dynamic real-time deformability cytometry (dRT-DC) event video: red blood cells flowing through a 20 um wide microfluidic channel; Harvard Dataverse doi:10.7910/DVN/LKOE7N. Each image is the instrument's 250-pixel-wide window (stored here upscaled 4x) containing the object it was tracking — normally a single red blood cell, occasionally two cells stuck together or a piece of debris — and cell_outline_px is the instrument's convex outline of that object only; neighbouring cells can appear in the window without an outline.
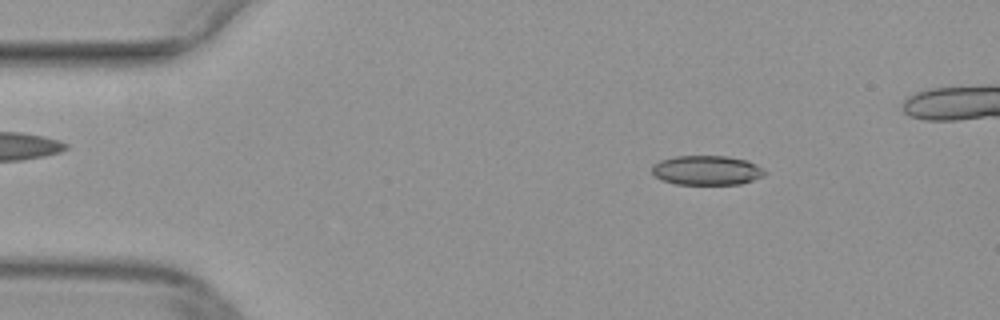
{"species": "common noctule bat (a hibernating species)", "species_latin": "Nyctalus noctula", "temperature_condition": "warm", "stored_images_in_passage": 46, "camera_frame_rate_fps": 3000, "um_per_image_px": 0.085, "animal": {"sex": "female", "body_mass_g": 29.2, "forearm_length_mm": 56.3}, "frame": {"image": 1, "passage_image": 7, "time_ms": 2.0, "image_size_px": [1000, 320], "cell_outline_px": [[768, 172], [764, 176], [740, 184], [676, 184], [660, 180], [652, 172], [652, 164], [660, 160], [676, 156], [724, 156], [744, 160], [756, 164]], "centroid_in_image_um": [60.06, 14.48], "position_along_channel_um": 24.9, "area_um2": 19.36}}
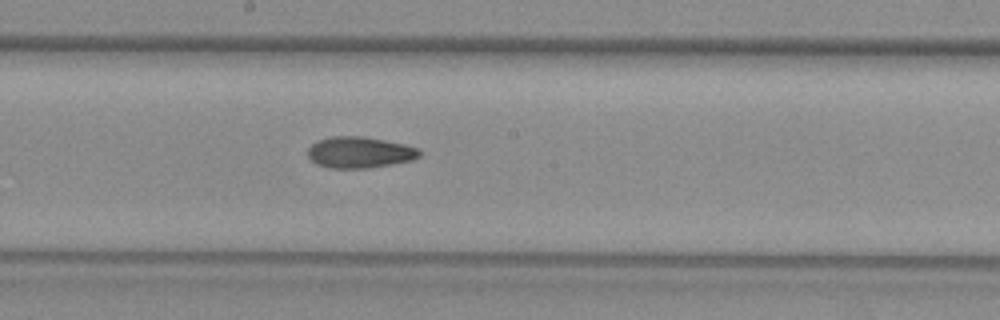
{"frame": {"image": 2, "passage_image": 26, "time_ms": 8.333, "image_size_px": [1000, 320], "cell_outline_px": [[420, 156], [412, 160], [368, 168], [328, 168], [316, 164], [308, 156], [308, 148], [316, 140], [332, 136], [360, 136], [404, 144], [416, 148], [420, 152]], "centroid_in_image_um": [30.52, 12.95], "position_along_channel_um": 217.7, "area_um2": 20.17}}
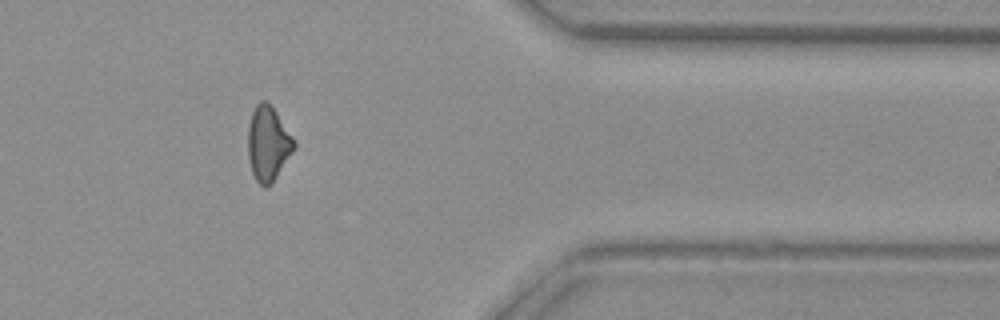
{"frame": {"image": 3, "passage_image": 40, "time_ms": 13.0, "image_size_px": [1000, 320], "cell_outline_px": [[296, 144], [292, 152], [272, 184], [268, 188], [264, 188], [256, 180], [252, 172], [248, 156], [248, 128], [252, 112], [256, 104], [260, 100], [264, 100], [276, 112], [292, 136]], "centroid_in_image_um": [22.77, 12.23], "position_along_channel_um": 388.6, "area_um2": 19.83}}